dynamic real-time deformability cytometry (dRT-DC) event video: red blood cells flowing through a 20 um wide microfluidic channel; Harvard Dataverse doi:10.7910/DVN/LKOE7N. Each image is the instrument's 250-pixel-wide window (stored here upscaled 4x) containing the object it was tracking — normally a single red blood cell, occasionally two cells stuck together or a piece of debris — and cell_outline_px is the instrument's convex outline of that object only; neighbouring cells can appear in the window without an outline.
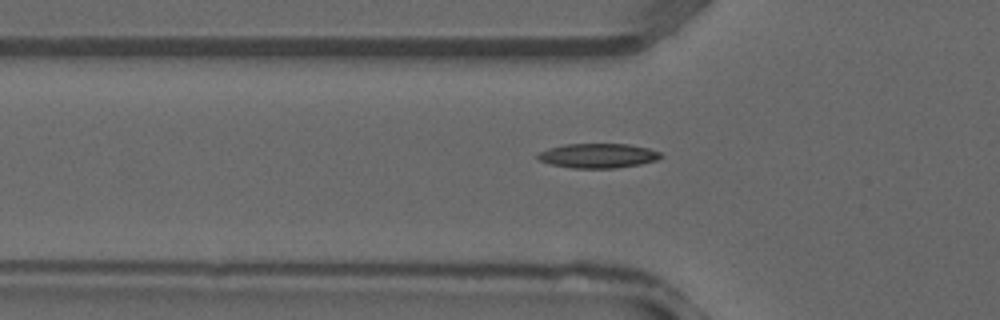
{"species": "common noctule bat (a hibernating species)", "species_latin": "Nyctalus noctula", "temperature_condition": "warm", "stored_images_in_passage": 27, "camera_frame_rate_fps": 3000, "um_per_image_px": 0.085, "animal": {"sex": "male", "forearm_length_mm": 52.5}, "frame": {"image": 1, "passage_image": 5, "time_ms": 1.333, "image_size_px": [1000, 320], "cell_outline_px": [[664, 156], [656, 160], [640, 164], [616, 168], [572, 168], [552, 164], [540, 160], [536, 156], [540, 152], [548, 148], [564, 144], [628, 144], [648, 148], [660, 152]], "centroid_in_image_um": [50.85, 13.23], "position_along_channel_um": 75.0, "area_um2": 17.51}}
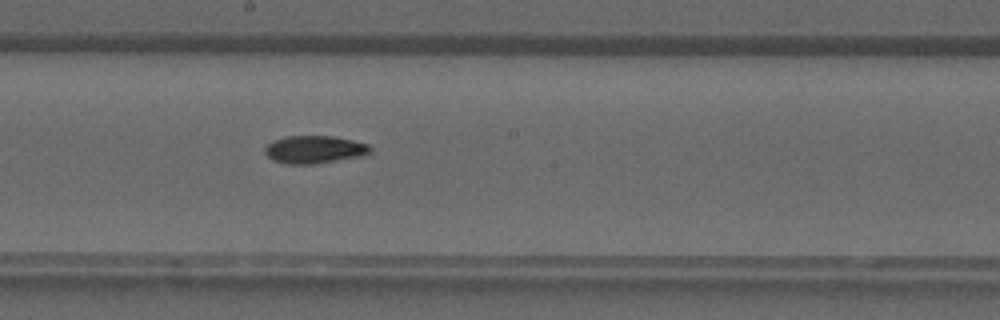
{"frame": {"image": 2, "passage_image": 13, "time_ms": 4.0, "image_size_px": [1000, 320], "cell_outline_px": [[372, 152], [368, 156], [316, 164], [284, 164], [272, 160], [264, 152], [264, 148], [272, 140], [284, 136], [332, 136], [352, 140], [368, 144], [372, 148]], "centroid_in_image_um": [26.76, 12.72], "position_along_channel_um": 221.4, "area_um2": 17.51}}
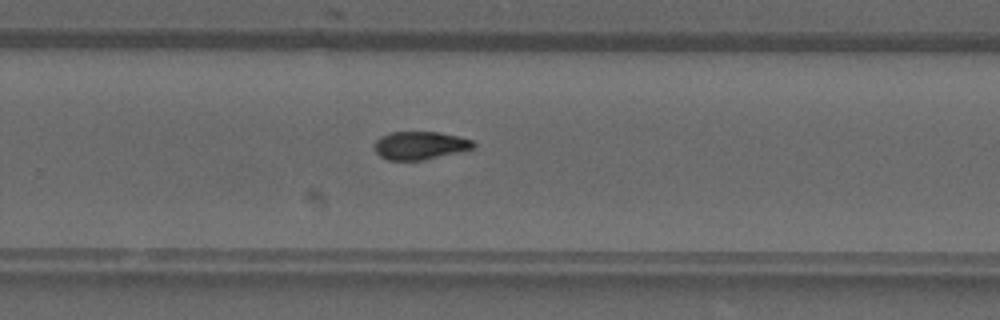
{"frame": {"image": 3, "passage_image": 17, "time_ms": 5.333, "image_size_px": [1000, 320], "cell_outline_px": [[476, 148], [460, 152], [424, 160], [388, 160], [380, 156], [376, 152], [372, 144], [380, 136], [388, 132], [440, 132], [460, 136], [472, 140], [476, 144]], "centroid_in_image_um": [35.71, 12.36], "position_along_channel_um": 294.1, "area_um2": 16.53}}